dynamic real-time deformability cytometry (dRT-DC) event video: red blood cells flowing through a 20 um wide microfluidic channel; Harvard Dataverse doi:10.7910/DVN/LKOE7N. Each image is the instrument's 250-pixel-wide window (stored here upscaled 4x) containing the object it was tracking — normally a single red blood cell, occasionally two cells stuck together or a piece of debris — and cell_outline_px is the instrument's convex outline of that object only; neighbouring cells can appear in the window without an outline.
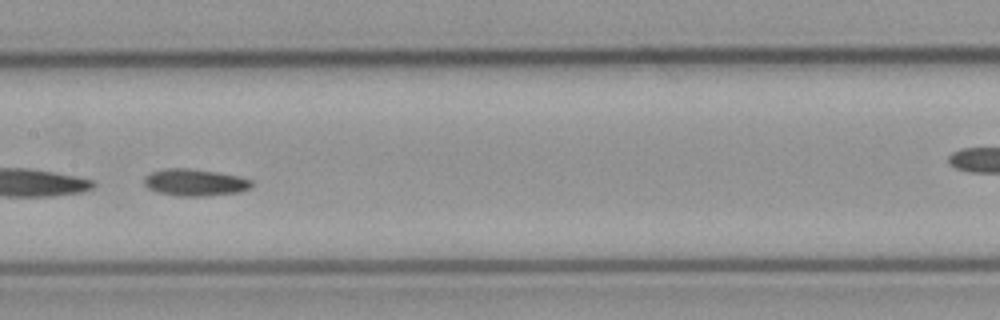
{"species": "common noctule bat (a hibernating species)", "species_latin": "Nyctalus noctula", "temperature_condition": "cold", "stored_images_in_passage": 39, "camera_frame_rate_fps": 3000, "um_per_image_px": 0.085, "animal": {"sex": "male", "body_mass_g": 23.1, "forearm_length_mm": 52.7}, "frame": {"image": 1, "passage_image": 12, "time_ms": 3.667, "image_size_px": [1000, 320], "cell_outline_px": [[252, 184], [248, 188], [240, 192], [204, 196], [176, 196], [156, 192], [148, 188], [144, 184], [144, 176], [152, 172], [164, 168], [188, 168], [216, 172], [240, 176], [252, 180]], "centroid_in_image_um": [16.54, 15.51], "position_along_channel_um": 190.9, "area_um2": 16.94}}